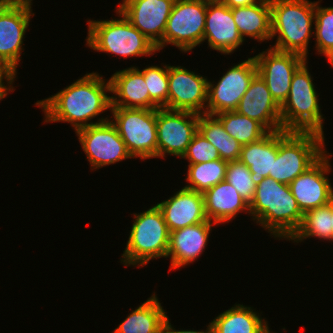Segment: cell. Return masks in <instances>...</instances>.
Here are the masks:
<instances>
[{"instance_id":"obj_12","label":"cell","mask_w":333,"mask_h":333,"mask_svg":"<svg viewBox=\"0 0 333 333\" xmlns=\"http://www.w3.org/2000/svg\"><path fill=\"white\" fill-rule=\"evenodd\" d=\"M256 74L253 56L228 68L217 83L208 80L206 114L214 116L224 111H235Z\"/></svg>"},{"instance_id":"obj_11","label":"cell","mask_w":333,"mask_h":333,"mask_svg":"<svg viewBox=\"0 0 333 333\" xmlns=\"http://www.w3.org/2000/svg\"><path fill=\"white\" fill-rule=\"evenodd\" d=\"M75 133L92 171L133 158L110 120L81 128Z\"/></svg>"},{"instance_id":"obj_18","label":"cell","mask_w":333,"mask_h":333,"mask_svg":"<svg viewBox=\"0 0 333 333\" xmlns=\"http://www.w3.org/2000/svg\"><path fill=\"white\" fill-rule=\"evenodd\" d=\"M235 111L257 120L269 132L282 130L281 107L272 98L266 82L258 73L251 80Z\"/></svg>"},{"instance_id":"obj_31","label":"cell","mask_w":333,"mask_h":333,"mask_svg":"<svg viewBox=\"0 0 333 333\" xmlns=\"http://www.w3.org/2000/svg\"><path fill=\"white\" fill-rule=\"evenodd\" d=\"M227 164L228 161L222 159L189 164L185 178L188 185L184 188L204 193L219 182L225 181Z\"/></svg>"},{"instance_id":"obj_28","label":"cell","mask_w":333,"mask_h":333,"mask_svg":"<svg viewBox=\"0 0 333 333\" xmlns=\"http://www.w3.org/2000/svg\"><path fill=\"white\" fill-rule=\"evenodd\" d=\"M198 131L216 147L220 159L238 161L242 145L231 137L213 115L199 114Z\"/></svg>"},{"instance_id":"obj_32","label":"cell","mask_w":333,"mask_h":333,"mask_svg":"<svg viewBox=\"0 0 333 333\" xmlns=\"http://www.w3.org/2000/svg\"><path fill=\"white\" fill-rule=\"evenodd\" d=\"M141 71L150 95V109H168V65H151Z\"/></svg>"},{"instance_id":"obj_1","label":"cell","mask_w":333,"mask_h":333,"mask_svg":"<svg viewBox=\"0 0 333 333\" xmlns=\"http://www.w3.org/2000/svg\"><path fill=\"white\" fill-rule=\"evenodd\" d=\"M110 80L97 72L87 73L71 85L35 105L44 112V123L68 122L75 132L81 128L101 124L111 118L92 119L111 109Z\"/></svg>"},{"instance_id":"obj_10","label":"cell","mask_w":333,"mask_h":333,"mask_svg":"<svg viewBox=\"0 0 333 333\" xmlns=\"http://www.w3.org/2000/svg\"><path fill=\"white\" fill-rule=\"evenodd\" d=\"M199 114L191 111L156 109L157 157L185 154L198 131Z\"/></svg>"},{"instance_id":"obj_40","label":"cell","mask_w":333,"mask_h":333,"mask_svg":"<svg viewBox=\"0 0 333 333\" xmlns=\"http://www.w3.org/2000/svg\"><path fill=\"white\" fill-rule=\"evenodd\" d=\"M0 76H13L9 71H7L0 63Z\"/></svg>"},{"instance_id":"obj_8","label":"cell","mask_w":333,"mask_h":333,"mask_svg":"<svg viewBox=\"0 0 333 333\" xmlns=\"http://www.w3.org/2000/svg\"><path fill=\"white\" fill-rule=\"evenodd\" d=\"M111 123L133 158H157L156 109L111 107Z\"/></svg>"},{"instance_id":"obj_42","label":"cell","mask_w":333,"mask_h":333,"mask_svg":"<svg viewBox=\"0 0 333 333\" xmlns=\"http://www.w3.org/2000/svg\"><path fill=\"white\" fill-rule=\"evenodd\" d=\"M328 63L333 67V50L326 56Z\"/></svg>"},{"instance_id":"obj_23","label":"cell","mask_w":333,"mask_h":333,"mask_svg":"<svg viewBox=\"0 0 333 333\" xmlns=\"http://www.w3.org/2000/svg\"><path fill=\"white\" fill-rule=\"evenodd\" d=\"M203 197L206 216L215 224L228 223L243 211L250 215L249 204L226 181L219 182L205 191Z\"/></svg>"},{"instance_id":"obj_35","label":"cell","mask_w":333,"mask_h":333,"mask_svg":"<svg viewBox=\"0 0 333 333\" xmlns=\"http://www.w3.org/2000/svg\"><path fill=\"white\" fill-rule=\"evenodd\" d=\"M182 158L187 160L188 164H197L220 159V156L216 147L197 131Z\"/></svg>"},{"instance_id":"obj_25","label":"cell","mask_w":333,"mask_h":333,"mask_svg":"<svg viewBox=\"0 0 333 333\" xmlns=\"http://www.w3.org/2000/svg\"><path fill=\"white\" fill-rule=\"evenodd\" d=\"M232 14L244 41L246 36L258 42L271 40L270 0H261L256 4L233 8Z\"/></svg>"},{"instance_id":"obj_14","label":"cell","mask_w":333,"mask_h":333,"mask_svg":"<svg viewBox=\"0 0 333 333\" xmlns=\"http://www.w3.org/2000/svg\"><path fill=\"white\" fill-rule=\"evenodd\" d=\"M176 0H122L118 10L157 48L163 49V35Z\"/></svg>"},{"instance_id":"obj_5","label":"cell","mask_w":333,"mask_h":333,"mask_svg":"<svg viewBox=\"0 0 333 333\" xmlns=\"http://www.w3.org/2000/svg\"><path fill=\"white\" fill-rule=\"evenodd\" d=\"M119 18L88 20L86 44L97 52L127 57L154 55L156 46L116 9Z\"/></svg>"},{"instance_id":"obj_37","label":"cell","mask_w":333,"mask_h":333,"mask_svg":"<svg viewBox=\"0 0 333 333\" xmlns=\"http://www.w3.org/2000/svg\"><path fill=\"white\" fill-rule=\"evenodd\" d=\"M3 79L5 80L6 83L3 82L4 81ZM14 80H15L14 76H0V101H2L9 92L15 90L14 86L11 87V85H13Z\"/></svg>"},{"instance_id":"obj_7","label":"cell","mask_w":333,"mask_h":333,"mask_svg":"<svg viewBox=\"0 0 333 333\" xmlns=\"http://www.w3.org/2000/svg\"><path fill=\"white\" fill-rule=\"evenodd\" d=\"M133 217L120 262L126 267H143L152 259L166 258L170 231L158 206L155 204L142 213H134Z\"/></svg>"},{"instance_id":"obj_21","label":"cell","mask_w":333,"mask_h":333,"mask_svg":"<svg viewBox=\"0 0 333 333\" xmlns=\"http://www.w3.org/2000/svg\"><path fill=\"white\" fill-rule=\"evenodd\" d=\"M170 232L208 221L203 193L181 188L169 199L156 204Z\"/></svg>"},{"instance_id":"obj_4","label":"cell","mask_w":333,"mask_h":333,"mask_svg":"<svg viewBox=\"0 0 333 333\" xmlns=\"http://www.w3.org/2000/svg\"><path fill=\"white\" fill-rule=\"evenodd\" d=\"M324 139L315 132L278 131V152L269 177L289 185L328 152Z\"/></svg>"},{"instance_id":"obj_20","label":"cell","mask_w":333,"mask_h":333,"mask_svg":"<svg viewBox=\"0 0 333 333\" xmlns=\"http://www.w3.org/2000/svg\"><path fill=\"white\" fill-rule=\"evenodd\" d=\"M213 224L217 226L208 220L170 232L166 256L171 260L170 270L190 265L203 254Z\"/></svg>"},{"instance_id":"obj_2","label":"cell","mask_w":333,"mask_h":333,"mask_svg":"<svg viewBox=\"0 0 333 333\" xmlns=\"http://www.w3.org/2000/svg\"><path fill=\"white\" fill-rule=\"evenodd\" d=\"M250 216L274 238L289 240L300 227L303 213L289 185L264 178L249 205Z\"/></svg>"},{"instance_id":"obj_22","label":"cell","mask_w":333,"mask_h":333,"mask_svg":"<svg viewBox=\"0 0 333 333\" xmlns=\"http://www.w3.org/2000/svg\"><path fill=\"white\" fill-rule=\"evenodd\" d=\"M111 107L150 109V95L142 71L128 67L116 71L109 78Z\"/></svg>"},{"instance_id":"obj_33","label":"cell","mask_w":333,"mask_h":333,"mask_svg":"<svg viewBox=\"0 0 333 333\" xmlns=\"http://www.w3.org/2000/svg\"><path fill=\"white\" fill-rule=\"evenodd\" d=\"M316 1L314 39L318 55L325 57L333 50V7H321Z\"/></svg>"},{"instance_id":"obj_26","label":"cell","mask_w":333,"mask_h":333,"mask_svg":"<svg viewBox=\"0 0 333 333\" xmlns=\"http://www.w3.org/2000/svg\"><path fill=\"white\" fill-rule=\"evenodd\" d=\"M278 152V131L269 132L257 142L242 146L239 161L246 165L258 185L272 173L273 156Z\"/></svg>"},{"instance_id":"obj_17","label":"cell","mask_w":333,"mask_h":333,"mask_svg":"<svg viewBox=\"0 0 333 333\" xmlns=\"http://www.w3.org/2000/svg\"><path fill=\"white\" fill-rule=\"evenodd\" d=\"M32 11L0 5V63L15 78Z\"/></svg>"},{"instance_id":"obj_6","label":"cell","mask_w":333,"mask_h":333,"mask_svg":"<svg viewBox=\"0 0 333 333\" xmlns=\"http://www.w3.org/2000/svg\"><path fill=\"white\" fill-rule=\"evenodd\" d=\"M306 59L295 71L288 98L281 106L282 130L315 132L324 136L319 96Z\"/></svg>"},{"instance_id":"obj_3","label":"cell","mask_w":333,"mask_h":333,"mask_svg":"<svg viewBox=\"0 0 333 333\" xmlns=\"http://www.w3.org/2000/svg\"><path fill=\"white\" fill-rule=\"evenodd\" d=\"M273 49L308 57V45L314 34L316 1L270 0Z\"/></svg>"},{"instance_id":"obj_39","label":"cell","mask_w":333,"mask_h":333,"mask_svg":"<svg viewBox=\"0 0 333 333\" xmlns=\"http://www.w3.org/2000/svg\"><path fill=\"white\" fill-rule=\"evenodd\" d=\"M261 0H225L224 4L227 5L229 8H236L242 6H248L252 4H256Z\"/></svg>"},{"instance_id":"obj_16","label":"cell","mask_w":333,"mask_h":333,"mask_svg":"<svg viewBox=\"0 0 333 333\" xmlns=\"http://www.w3.org/2000/svg\"><path fill=\"white\" fill-rule=\"evenodd\" d=\"M330 157L331 153L326 152L314 165L289 184L303 214L325 206L333 200V187L328 176H325L332 169Z\"/></svg>"},{"instance_id":"obj_9","label":"cell","mask_w":333,"mask_h":333,"mask_svg":"<svg viewBox=\"0 0 333 333\" xmlns=\"http://www.w3.org/2000/svg\"><path fill=\"white\" fill-rule=\"evenodd\" d=\"M207 4L199 0H176L167 20L163 47L176 46L182 53L203 43Z\"/></svg>"},{"instance_id":"obj_30","label":"cell","mask_w":333,"mask_h":333,"mask_svg":"<svg viewBox=\"0 0 333 333\" xmlns=\"http://www.w3.org/2000/svg\"><path fill=\"white\" fill-rule=\"evenodd\" d=\"M311 237L333 241L331 202L304 213L300 227L289 241L299 243Z\"/></svg>"},{"instance_id":"obj_19","label":"cell","mask_w":333,"mask_h":333,"mask_svg":"<svg viewBox=\"0 0 333 333\" xmlns=\"http://www.w3.org/2000/svg\"><path fill=\"white\" fill-rule=\"evenodd\" d=\"M205 40L210 49L224 55L234 53L243 45L244 40L233 19L232 8L224 3L207 4L203 42Z\"/></svg>"},{"instance_id":"obj_34","label":"cell","mask_w":333,"mask_h":333,"mask_svg":"<svg viewBox=\"0 0 333 333\" xmlns=\"http://www.w3.org/2000/svg\"><path fill=\"white\" fill-rule=\"evenodd\" d=\"M249 168L238 161H228L225 181L232 185L245 202L253 201L257 185L251 177Z\"/></svg>"},{"instance_id":"obj_41","label":"cell","mask_w":333,"mask_h":333,"mask_svg":"<svg viewBox=\"0 0 333 333\" xmlns=\"http://www.w3.org/2000/svg\"><path fill=\"white\" fill-rule=\"evenodd\" d=\"M204 4L224 3L225 0H199Z\"/></svg>"},{"instance_id":"obj_27","label":"cell","mask_w":333,"mask_h":333,"mask_svg":"<svg viewBox=\"0 0 333 333\" xmlns=\"http://www.w3.org/2000/svg\"><path fill=\"white\" fill-rule=\"evenodd\" d=\"M167 317L157 295L152 296L129 313L111 333H163Z\"/></svg>"},{"instance_id":"obj_43","label":"cell","mask_w":333,"mask_h":333,"mask_svg":"<svg viewBox=\"0 0 333 333\" xmlns=\"http://www.w3.org/2000/svg\"><path fill=\"white\" fill-rule=\"evenodd\" d=\"M331 217H332V229H333V200L331 201Z\"/></svg>"},{"instance_id":"obj_13","label":"cell","mask_w":333,"mask_h":333,"mask_svg":"<svg viewBox=\"0 0 333 333\" xmlns=\"http://www.w3.org/2000/svg\"><path fill=\"white\" fill-rule=\"evenodd\" d=\"M257 73L266 82L272 98L281 107L288 98L293 75L306 60L291 52L268 48L254 56Z\"/></svg>"},{"instance_id":"obj_36","label":"cell","mask_w":333,"mask_h":333,"mask_svg":"<svg viewBox=\"0 0 333 333\" xmlns=\"http://www.w3.org/2000/svg\"><path fill=\"white\" fill-rule=\"evenodd\" d=\"M163 333H214L213 327L209 322L207 329L205 331H196V330H176L174 326L169 322L168 316L166 317L163 324Z\"/></svg>"},{"instance_id":"obj_29","label":"cell","mask_w":333,"mask_h":333,"mask_svg":"<svg viewBox=\"0 0 333 333\" xmlns=\"http://www.w3.org/2000/svg\"><path fill=\"white\" fill-rule=\"evenodd\" d=\"M214 116L222 123L225 131L242 146L257 142L269 133L257 120L237 111H224Z\"/></svg>"},{"instance_id":"obj_38","label":"cell","mask_w":333,"mask_h":333,"mask_svg":"<svg viewBox=\"0 0 333 333\" xmlns=\"http://www.w3.org/2000/svg\"><path fill=\"white\" fill-rule=\"evenodd\" d=\"M32 0H2V4L11 8H20L32 11Z\"/></svg>"},{"instance_id":"obj_24","label":"cell","mask_w":333,"mask_h":333,"mask_svg":"<svg viewBox=\"0 0 333 333\" xmlns=\"http://www.w3.org/2000/svg\"><path fill=\"white\" fill-rule=\"evenodd\" d=\"M260 316L253 307L235 304L210 323L214 333H274L268 321Z\"/></svg>"},{"instance_id":"obj_15","label":"cell","mask_w":333,"mask_h":333,"mask_svg":"<svg viewBox=\"0 0 333 333\" xmlns=\"http://www.w3.org/2000/svg\"><path fill=\"white\" fill-rule=\"evenodd\" d=\"M207 91V78L168 64V109L206 114Z\"/></svg>"}]
</instances>
